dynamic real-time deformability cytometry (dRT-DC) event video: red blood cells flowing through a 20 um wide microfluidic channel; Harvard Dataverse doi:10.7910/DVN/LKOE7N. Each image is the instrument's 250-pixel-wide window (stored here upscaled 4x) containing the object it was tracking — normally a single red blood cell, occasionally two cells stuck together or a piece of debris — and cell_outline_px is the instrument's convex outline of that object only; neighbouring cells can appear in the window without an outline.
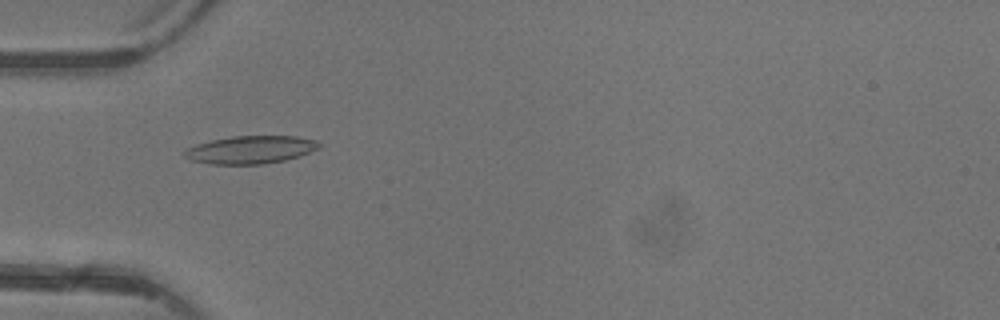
{"species": "common noctule bat (a hibernating species)", "species_latin": "Nyctalus noctula", "temperature_condition": "warm", "stored_images_in_passage": 5, "camera_frame_rate_fps": 3000, "um_per_image_px": 0.085, "animal": {"sex": "female"}, "frame": {"image": 1, "passage_image": 5, "time_ms": 4.667, "image_size_px": [1000, 320], "cell_outline_px": [[320, 144], [316, 148], [300, 156], [284, 160], [264, 164], [208, 164], [192, 160], [184, 156], [180, 152], [196, 144], [212, 140], [232, 136], [296, 136], [316, 140]], "centroid_in_image_um": [21.24, 12.73], "position_along_channel_um": 63.8, "area_um2": 21.73}}